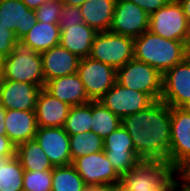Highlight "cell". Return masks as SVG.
<instances>
[{
  "label": "cell",
  "instance_id": "6da1fadb",
  "mask_svg": "<svg viewBox=\"0 0 190 191\" xmlns=\"http://www.w3.org/2000/svg\"><path fill=\"white\" fill-rule=\"evenodd\" d=\"M141 160L169 163L171 107L161 100L121 119Z\"/></svg>",
  "mask_w": 190,
  "mask_h": 191
},
{
  "label": "cell",
  "instance_id": "7a4b0ae2",
  "mask_svg": "<svg viewBox=\"0 0 190 191\" xmlns=\"http://www.w3.org/2000/svg\"><path fill=\"white\" fill-rule=\"evenodd\" d=\"M187 56L185 42L162 38L149 30L134 38V58L154 67L162 75Z\"/></svg>",
  "mask_w": 190,
  "mask_h": 191
},
{
  "label": "cell",
  "instance_id": "3957f363",
  "mask_svg": "<svg viewBox=\"0 0 190 191\" xmlns=\"http://www.w3.org/2000/svg\"><path fill=\"white\" fill-rule=\"evenodd\" d=\"M1 80L28 82L44 88L41 53L18 40L12 52L3 58Z\"/></svg>",
  "mask_w": 190,
  "mask_h": 191
},
{
  "label": "cell",
  "instance_id": "277c9868",
  "mask_svg": "<svg viewBox=\"0 0 190 191\" xmlns=\"http://www.w3.org/2000/svg\"><path fill=\"white\" fill-rule=\"evenodd\" d=\"M126 188L176 189V178L167 161H140L121 176Z\"/></svg>",
  "mask_w": 190,
  "mask_h": 191
},
{
  "label": "cell",
  "instance_id": "5b68a950",
  "mask_svg": "<svg viewBox=\"0 0 190 191\" xmlns=\"http://www.w3.org/2000/svg\"><path fill=\"white\" fill-rule=\"evenodd\" d=\"M88 57L117 70L134 58V38L111 31L97 32Z\"/></svg>",
  "mask_w": 190,
  "mask_h": 191
},
{
  "label": "cell",
  "instance_id": "8992f818",
  "mask_svg": "<svg viewBox=\"0 0 190 191\" xmlns=\"http://www.w3.org/2000/svg\"><path fill=\"white\" fill-rule=\"evenodd\" d=\"M163 75L154 67L136 60L117 69L116 82L134 91L148 94L154 101L161 99Z\"/></svg>",
  "mask_w": 190,
  "mask_h": 191
},
{
  "label": "cell",
  "instance_id": "52a82bcc",
  "mask_svg": "<svg viewBox=\"0 0 190 191\" xmlns=\"http://www.w3.org/2000/svg\"><path fill=\"white\" fill-rule=\"evenodd\" d=\"M148 30L162 38L187 43L190 25L178 0H170L149 16Z\"/></svg>",
  "mask_w": 190,
  "mask_h": 191
},
{
  "label": "cell",
  "instance_id": "ba28073f",
  "mask_svg": "<svg viewBox=\"0 0 190 191\" xmlns=\"http://www.w3.org/2000/svg\"><path fill=\"white\" fill-rule=\"evenodd\" d=\"M88 188L117 185L121 177L113 169L104 151L87 154L72 162Z\"/></svg>",
  "mask_w": 190,
  "mask_h": 191
},
{
  "label": "cell",
  "instance_id": "9c48e42d",
  "mask_svg": "<svg viewBox=\"0 0 190 191\" xmlns=\"http://www.w3.org/2000/svg\"><path fill=\"white\" fill-rule=\"evenodd\" d=\"M103 140V151L120 177L142 161L136 154L130 134L122 125Z\"/></svg>",
  "mask_w": 190,
  "mask_h": 191
},
{
  "label": "cell",
  "instance_id": "30bf717a",
  "mask_svg": "<svg viewBox=\"0 0 190 191\" xmlns=\"http://www.w3.org/2000/svg\"><path fill=\"white\" fill-rule=\"evenodd\" d=\"M77 74L91 100H99L117 79L115 68L90 57L80 59Z\"/></svg>",
  "mask_w": 190,
  "mask_h": 191
},
{
  "label": "cell",
  "instance_id": "8fae6325",
  "mask_svg": "<svg viewBox=\"0 0 190 191\" xmlns=\"http://www.w3.org/2000/svg\"><path fill=\"white\" fill-rule=\"evenodd\" d=\"M161 101L170 107L190 103V56L163 74Z\"/></svg>",
  "mask_w": 190,
  "mask_h": 191
},
{
  "label": "cell",
  "instance_id": "7c38bea8",
  "mask_svg": "<svg viewBox=\"0 0 190 191\" xmlns=\"http://www.w3.org/2000/svg\"><path fill=\"white\" fill-rule=\"evenodd\" d=\"M190 158V111L171 107L169 165L174 171Z\"/></svg>",
  "mask_w": 190,
  "mask_h": 191
},
{
  "label": "cell",
  "instance_id": "4fadbf2b",
  "mask_svg": "<svg viewBox=\"0 0 190 191\" xmlns=\"http://www.w3.org/2000/svg\"><path fill=\"white\" fill-rule=\"evenodd\" d=\"M98 101L120 119L138 113L154 102L148 94L131 90L117 82Z\"/></svg>",
  "mask_w": 190,
  "mask_h": 191
},
{
  "label": "cell",
  "instance_id": "5bb4252c",
  "mask_svg": "<svg viewBox=\"0 0 190 191\" xmlns=\"http://www.w3.org/2000/svg\"><path fill=\"white\" fill-rule=\"evenodd\" d=\"M149 28V15L129 0H116L109 31L137 38Z\"/></svg>",
  "mask_w": 190,
  "mask_h": 191
},
{
  "label": "cell",
  "instance_id": "9a60e30c",
  "mask_svg": "<svg viewBox=\"0 0 190 191\" xmlns=\"http://www.w3.org/2000/svg\"><path fill=\"white\" fill-rule=\"evenodd\" d=\"M35 139L54 167L72 164L69 135L63 127H38Z\"/></svg>",
  "mask_w": 190,
  "mask_h": 191
},
{
  "label": "cell",
  "instance_id": "2e32d148",
  "mask_svg": "<svg viewBox=\"0 0 190 191\" xmlns=\"http://www.w3.org/2000/svg\"><path fill=\"white\" fill-rule=\"evenodd\" d=\"M41 89L28 82L0 80V105L6 110H35Z\"/></svg>",
  "mask_w": 190,
  "mask_h": 191
},
{
  "label": "cell",
  "instance_id": "e0dca14e",
  "mask_svg": "<svg viewBox=\"0 0 190 191\" xmlns=\"http://www.w3.org/2000/svg\"><path fill=\"white\" fill-rule=\"evenodd\" d=\"M37 22L35 10L21 0H0V25L13 31L21 40Z\"/></svg>",
  "mask_w": 190,
  "mask_h": 191
},
{
  "label": "cell",
  "instance_id": "ac0fdd59",
  "mask_svg": "<svg viewBox=\"0 0 190 191\" xmlns=\"http://www.w3.org/2000/svg\"><path fill=\"white\" fill-rule=\"evenodd\" d=\"M45 83L49 80L77 73L80 58L57 45L41 53Z\"/></svg>",
  "mask_w": 190,
  "mask_h": 191
},
{
  "label": "cell",
  "instance_id": "d6986e66",
  "mask_svg": "<svg viewBox=\"0 0 190 191\" xmlns=\"http://www.w3.org/2000/svg\"><path fill=\"white\" fill-rule=\"evenodd\" d=\"M44 89L70 106L82 105L91 101L77 73L49 80L45 83Z\"/></svg>",
  "mask_w": 190,
  "mask_h": 191
},
{
  "label": "cell",
  "instance_id": "ffe728a7",
  "mask_svg": "<svg viewBox=\"0 0 190 191\" xmlns=\"http://www.w3.org/2000/svg\"><path fill=\"white\" fill-rule=\"evenodd\" d=\"M5 135L17 147L35 138L37 121L35 110H6Z\"/></svg>",
  "mask_w": 190,
  "mask_h": 191
},
{
  "label": "cell",
  "instance_id": "44dd1931",
  "mask_svg": "<svg viewBox=\"0 0 190 191\" xmlns=\"http://www.w3.org/2000/svg\"><path fill=\"white\" fill-rule=\"evenodd\" d=\"M71 106L53 97L44 88L36 101V121L38 127H63Z\"/></svg>",
  "mask_w": 190,
  "mask_h": 191
},
{
  "label": "cell",
  "instance_id": "7402d4cb",
  "mask_svg": "<svg viewBox=\"0 0 190 191\" xmlns=\"http://www.w3.org/2000/svg\"><path fill=\"white\" fill-rule=\"evenodd\" d=\"M59 45L80 59L89 56L96 31L84 22L77 25H62L60 27Z\"/></svg>",
  "mask_w": 190,
  "mask_h": 191
},
{
  "label": "cell",
  "instance_id": "603a6c76",
  "mask_svg": "<svg viewBox=\"0 0 190 191\" xmlns=\"http://www.w3.org/2000/svg\"><path fill=\"white\" fill-rule=\"evenodd\" d=\"M116 0H87L79 6L83 22L96 32L109 31Z\"/></svg>",
  "mask_w": 190,
  "mask_h": 191
},
{
  "label": "cell",
  "instance_id": "cb8c5ba5",
  "mask_svg": "<svg viewBox=\"0 0 190 191\" xmlns=\"http://www.w3.org/2000/svg\"><path fill=\"white\" fill-rule=\"evenodd\" d=\"M61 29L58 24L37 21L30 31L21 39L35 52L42 53L59 45Z\"/></svg>",
  "mask_w": 190,
  "mask_h": 191
},
{
  "label": "cell",
  "instance_id": "d4e9b609",
  "mask_svg": "<svg viewBox=\"0 0 190 191\" xmlns=\"http://www.w3.org/2000/svg\"><path fill=\"white\" fill-rule=\"evenodd\" d=\"M15 156L24 170L46 171L54 167L35 138L18 145Z\"/></svg>",
  "mask_w": 190,
  "mask_h": 191
},
{
  "label": "cell",
  "instance_id": "484cf974",
  "mask_svg": "<svg viewBox=\"0 0 190 191\" xmlns=\"http://www.w3.org/2000/svg\"><path fill=\"white\" fill-rule=\"evenodd\" d=\"M23 173L16 156L0 157V191H23Z\"/></svg>",
  "mask_w": 190,
  "mask_h": 191
},
{
  "label": "cell",
  "instance_id": "4316f807",
  "mask_svg": "<svg viewBox=\"0 0 190 191\" xmlns=\"http://www.w3.org/2000/svg\"><path fill=\"white\" fill-rule=\"evenodd\" d=\"M88 187L72 164L52 169L51 191H85Z\"/></svg>",
  "mask_w": 190,
  "mask_h": 191
},
{
  "label": "cell",
  "instance_id": "83f0119b",
  "mask_svg": "<svg viewBox=\"0 0 190 191\" xmlns=\"http://www.w3.org/2000/svg\"><path fill=\"white\" fill-rule=\"evenodd\" d=\"M120 125L121 119L118 116L98 100H92V132L104 139Z\"/></svg>",
  "mask_w": 190,
  "mask_h": 191
},
{
  "label": "cell",
  "instance_id": "f1b7e54d",
  "mask_svg": "<svg viewBox=\"0 0 190 191\" xmlns=\"http://www.w3.org/2000/svg\"><path fill=\"white\" fill-rule=\"evenodd\" d=\"M92 126V100L82 105L71 106L63 129L69 136L91 130Z\"/></svg>",
  "mask_w": 190,
  "mask_h": 191
},
{
  "label": "cell",
  "instance_id": "f546056e",
  "mask_svg": "<svg viewBox=\"0 0 190 191\" xmlns=\"http://www.w3.org/2000/svg\"><path fill=\"white\" fill-rule=\"evenodd\" d=\"M103 139L94 132L87 131L69 136L72 162L87 154L103 151Z\"/></svg>",
  "mask_w": 190,
  "mask_h": 191
},
{
  "label": "cell",
  "instance_id": "4dcf8cb0",
  "mask_svg": "<svg viewBox=\"0 0 190 191\" xmlns=\"http://www.w3.org/2000/svg\"><path fill=\"white\" fill-rule=\"evenodd\" d=\"M52 169L46 171H28L23 173V191H51Z\"/></svg>",
  "mask_w": 190,
  "mask_h": 191
},
{
  "label": "cell",
  "instance_id": "1f68e13d",
  "mask_svg": "<svg viewBox=\"0 0 190 191\" xmlns=\"http://www.w3.org/2000/svg\"><path fill=\"white\" fill-rule=\"evenodd\" d=\"M63 5L61 0H47L35 10L37 21L58 24Z\"/></svg>",
  "mask_w": 190,
  "mask_h": 191
},
{
  "label": "cell",
  "instance_id": "d6a6232c",
  "mask_svg": "<svg viewBox=\"0 0 190 191\" xmlns=\"http://www.w3.org/2000/svg\"><path fill=\"white\" fill-rule=\"evenodd\" d=\"M81 23H83V16L80 8L73 5H63L60 12L58 26L77 25Z\"/></svg>",
  "mask_w": 190,
  "mask_h": 191
},
{
  "label": "cell",
  "instance_id": "836d02e7",
  "mask_svg": "<svg viewBox=\"0 0 190 191\" xmlns=\"http://www.w3.org/2000/svg\"><path fill=\"white\" fill-rule=\"evenodd\" d=\"M18 41L13 31L0 25V57L3 59L12 52L13 45Z\"/></svg>",
  "mask_w": 190,
  "mask_h": 191
},
{
  "label": "cell",
  "instance_id": "e575fe53",
  "mask_svg": "<svg viewBox=\"0 0 190 191\" xmlns=\"http://www.w3.org/2000/svg\"><path fill=\"white\" fill-rule=\"evenodd\" d=\"M176 189L184 191L190 185V158L182 162L174 171Z\"/></svg>",
  "mask_w": 190,
  "mask_h": 191
},
{
  "label": "cell",
  "instance_id": "d590c367",
  "mask_svg": "<svg viewBox=\"0 0 190 191\" xmlns=\"http://www.w3.org/2000/svg\"><path fill=\"white\" fill-rule=\"evenodd\" d=\"M142 8L149 16L159 8L165 6L170 0H129Z\"/></svg>",
  "mask_w": 190,
  "mask_h": 191
},
{
  "label": "cell",
  "instance_id": "8d00e7d4",
  "mask_svg": "<svg viewBox=\"0 0 190 191\" xmlns=\"http://www.w3.org/2000/svg\"><path fill=\"white\" fill-rule=\"evenodd\" d=\"M16 146L5 135L0 134V157L15 156Z\"/></svg>",
  "mask_w": 190,
  "mask_h": 191
},
{
  "label": "cell",
  "instance_id": "74e56055",
  "mask_svg": "<svg viewBox=\"0 0 190 191\" xmlns=\"http://www.w3.org/2000/svg\"><path fill=\"white\" fill-rule=\"evenodd\" d=\"M175 189H148L142 188H126L121 182L118 184V191H174Z\"/></svg>",
  "mask_w": 190,
  "mask_h": 191
},
{
  "label": "cell",
  "instance_id": "f35d334b",
  "mask_svg": "<svg viewBox=\"0 0 190 191\" xmlns=\"http://www.w3.org/2000/svg\"><path fill=\"white\" fill-rule=\"evenodd\" d=\"M29 9L36 10L47 0H21Z\"/></svg>",
  "mask_w": 190,
  "mask_h": 191
},
{
  "label": "cell",
  "instance_id": "ab89813d",
  "mask_svg": "<svg viewBox=\"0 0 190 191\" xmlns=\"http://www.w3.org/2000/svg\"><path fill=\"white\" fill-rule=\"evenodd\" d=\"M182 7H183V10H184V14L186 16V19L190 25V0H178Z\"/></svg>",
  "mask_w": 190,
  "mask_h": 191
},
{
  "label": "cell",
  "instance_id": "60d3db41",
  "mask_svg": "<svg viewBox=\"0 0 190 191\" xmlns=\"http://www.w3.org/2000/svg\"><path fill=\"white\" fill-rule=\"evenodd\" d=\"M5 115L6 109L0 105V134H5Z\"/></svg>",
  "mask_w": 190,
  "mask_h": 191
},
{
  "label": "cell",
  "instance_id": "b9f144b4",
  "mask_svg": "<svg viewBox=\"0 0 190 191\" xmlns=\"http://www.w3.org/2000/svg\"><path fill=\"white\" fill-rule=\"evenodd\" d=\"M93 191H118V184L93 187Z\"/></svg>",
  "mask_w": 190,
  "mask_h": 191
},
{
  "label": "cell",
  "instance_id": "7bdbcfd3",
  "mask_svg": "<svg viewBox=\"0 0 190 191\" xmlns=\"http://www.w3.org/2000/svg\"><path fill=\"white\" fill-rule=\"evenodd\" d=\"M87 0H61V2L64 5H73L76 7H79L80 5H82L83 3H85Z\"/></svg>",
  "mask_w": 190,
  "mask_h": 191
},
{
  "label": "cell",
  "instance_id": "ee69618b",
  "mask_svg": "<svg viewBox=\"0 0 190 191\" xmlns=\"http://www.w3.org/2000/svg\"><path fill=\"white\" fill-rule=\"evenodd\" d=\"M186 48H187V54L190 56V30H189V37L186 43Z\"/></svg>",
  "mask_w": 190,
  "mask_h": 191
},
{
  "label": "cell",
  "instance_id": "f6af8a7d",
  "mask_svg": "<svg viewBox=\"0 0 190 191\" xmlns=\"http://www.w3.org/2000/svg\"><path fill=\"white\" fill-rule=\"evenodd\" d=\"M2 66H3V59L0 57V80L2 78Z\"/></svg>",
  "mask_w": 190,
  "mask_h": 191
},
{
  "label": "cell",
  "instance_id": "bcb514c9",
  "mask_svg": "<svg viewBox=\"0 0 190 191\" xmlns=\"http://www.w3.org/2000/svg\"><path fill=\"white\" fill-rule=\"evenodd\" d=\"M185 108L190 111V103Z\"/></svg>",
  "mask_w": 190,
  "mask_h": 191
},
{
  "label": "cell",
  "instance_id": "7dc6e473",
  "mask_svg": "<svg viewBox=\"0 0 190 191\" xmlns=\"http://www.w3.org/2000/svg\"><path fill=\"white\" fill-rule=\"evenodd\" d=\"M85 191H93V187L86 189Z\"/></svg>",
  "mask_w": 190,
  "mask_h": 191
},
{
  "label": "cell",
  "instance_id": "c3c4849f",
  "mask_svg": "<svg viewBox=\"0 0 190 191\" xmlns=\"http://www.w3.org/2000/svg\"><path fill=\"white\" fill-rule=\"evenodd\" d=\"M184 191H190V185Z\"/></svg>",
  "mask_w": 190,
  "mask_h": 191
}]
</instances>
